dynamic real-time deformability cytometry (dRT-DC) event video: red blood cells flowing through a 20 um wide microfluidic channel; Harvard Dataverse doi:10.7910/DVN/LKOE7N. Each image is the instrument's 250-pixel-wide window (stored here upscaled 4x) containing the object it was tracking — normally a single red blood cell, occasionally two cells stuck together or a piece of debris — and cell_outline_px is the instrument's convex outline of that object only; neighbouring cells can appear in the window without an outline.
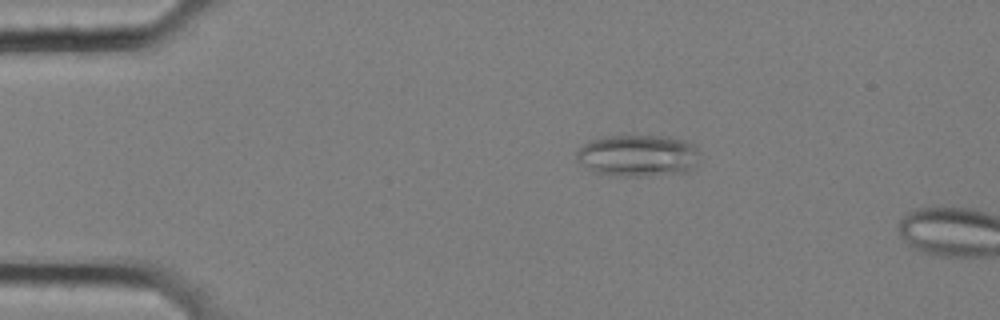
{"species": "common noctule bat (a hibernating species)", "species_latin": "Nyctalus noctula", "temperature_condition": "cold", "stored_images_in_passage": 47, "camera_frame_rate_fps": 3000, "um_per_image_px": 0.085, "animal": {"sex": "female", "body_mass_g": 25.1}, "frame": {"image": 1, "passage_image": 1, "time_ms": 0.0, "image_size_px": [1000, 320], "cell_outline_px": [[696, 152], [692, 168], [688, 172], [648, 176], [620, 176], [596, 172], [588, 168], [576, 160], [576, 152], [588, 140], [604, 136], [668, 136], [684, 140], [692, 144]], "centroid_in_image_um": [54.16, 13.22], "position_along_channel_um": 30.8, "area_um2": 29.71}}
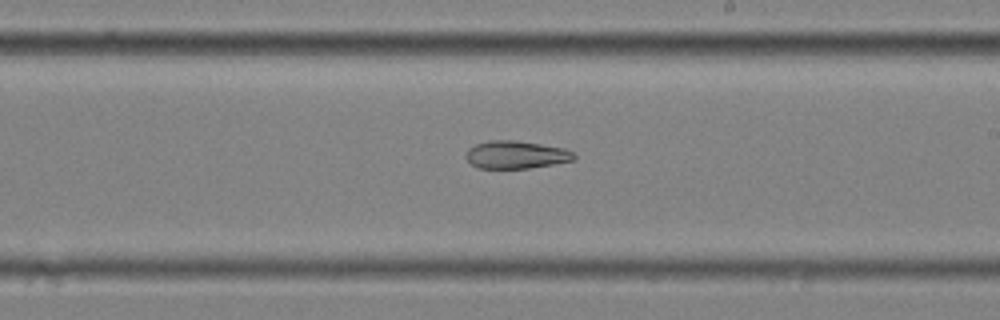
{"frame": {"image": 2, "passage_image": 24, "time_ms": 7.667, "image_size_px": [1000, 320], "cell_outline_px": [[576, 160], [528, 168], [480, 168], [472, 164], [464, 156], [468, 148], [476, 144], [488, 140], [516, 140], [564, 148], [572, 152], [576, 156]], "centroid_in_image_um": [43.85, 13.14], "position_along_channel_um": 245.2, "area_um2": 17.46}}
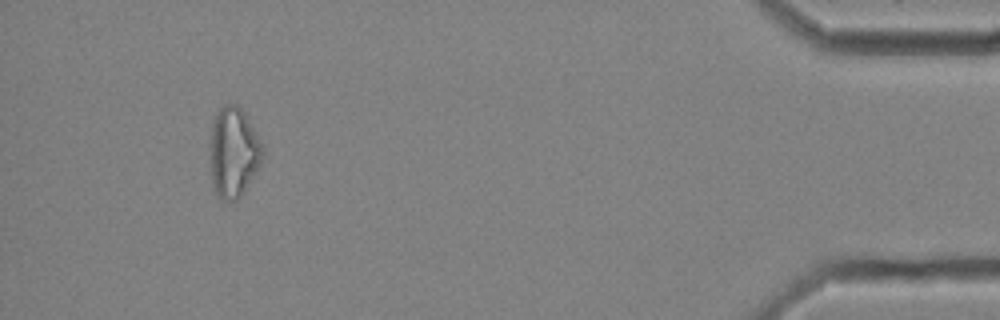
{"frame": {"image": 3, "passage_image": 44, "time_ms": 14.333, "image_size_px": [1000, 320], "cell_outline_px": [[264, 160], [244, 192], [236, 200], [220, 200], [216, 196], [212, 188], [212, 124], [220, 108], [224, 104], [236, 104], [244, 112], [260, 140], [264, 148]], "centroid_in_image_um": [19.89, 12.99], "position_along_channel_um": 415.3, "area_um2": 27.4}}